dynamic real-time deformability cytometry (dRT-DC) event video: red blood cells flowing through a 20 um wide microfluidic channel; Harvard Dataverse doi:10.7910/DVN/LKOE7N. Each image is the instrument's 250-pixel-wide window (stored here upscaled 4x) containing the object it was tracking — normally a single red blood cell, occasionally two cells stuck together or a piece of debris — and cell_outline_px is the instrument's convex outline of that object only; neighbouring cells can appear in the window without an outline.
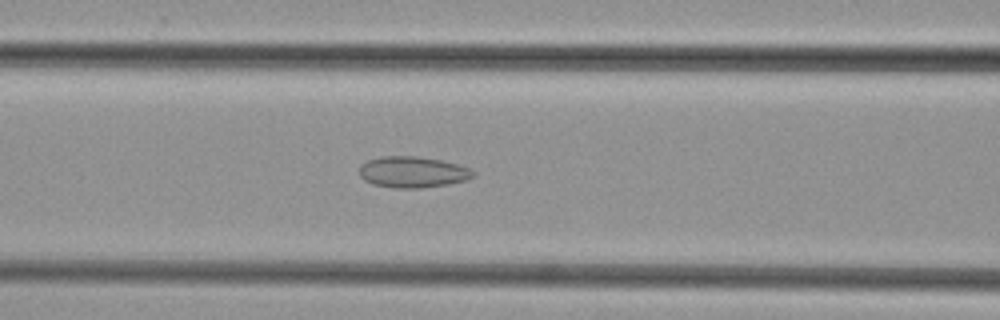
{"species": "common noctule bat (a hibernating species)", "species_latin": "Nyctalus noctula", "temperature_condition": "cold", "stored_images_in_passage": 48, "camera_frame_rate_fps": 3000, "um_per_image_px": 0.085, "animal": {"sex": "female", "body_mass_g": 29.2, "forearm_length_mm": 56.3}, "frame": {"image": 1, "passage_image": 20, "time_ms": 6.333, "image_size_px": [1000, 320], "cell_outline_px": [[476, 172], [472, 176], [464, 180], [448, 184], [420, 188], [396, 188], [372, 184], [364, 180], [360, 176], [360, 164], [368, 160], [380, 156], [416, 156], [440, 160], [472, 168]], "centroid_in_image_um": [35.05, 14.62], "position_along_channel_um": 131.5, "area_um2": 20.63}}
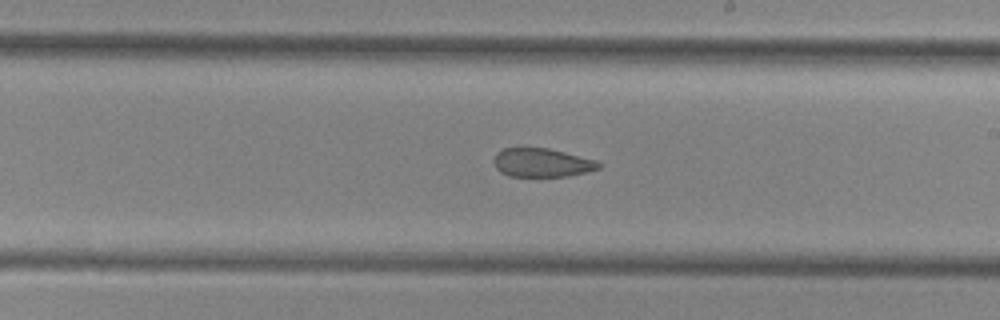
{"frame": {"image": 2, "passage_image": 28, "time_ms": 9.0, "image_size_px": [1000, 320], "cell_outline_px": [[600, 168], [568, 176], [508, 176], [500, 172], [496, 168], [492, 160], [496, 152], [504, 148], [548, 148], [596, 160], [600, 164]], "centroid_in_image_um": [46.01, 13.82], "position_along_channel_um": 243.0, "area_um2": 17.46}}
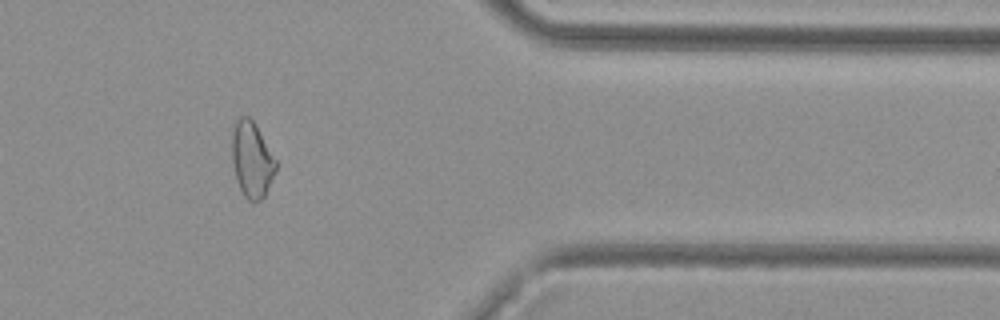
{"frame": {"image": 3, "passage_image": 40, "time_ms": 13.0, "image_size_px": [1000, 320], "cell_outline_px": [[276, 172], [264, 196], [260, 200], [252, 204], [244, 196], [236, 180], [232, 164], [232, 132], [236, 120], [240, 116], [248, 116], [256, 124], [276, 160]], "centroid_in_image_um": [21.4, 13.58], "position_along_channel_um": 390.0, "area_um2": 19.54}}